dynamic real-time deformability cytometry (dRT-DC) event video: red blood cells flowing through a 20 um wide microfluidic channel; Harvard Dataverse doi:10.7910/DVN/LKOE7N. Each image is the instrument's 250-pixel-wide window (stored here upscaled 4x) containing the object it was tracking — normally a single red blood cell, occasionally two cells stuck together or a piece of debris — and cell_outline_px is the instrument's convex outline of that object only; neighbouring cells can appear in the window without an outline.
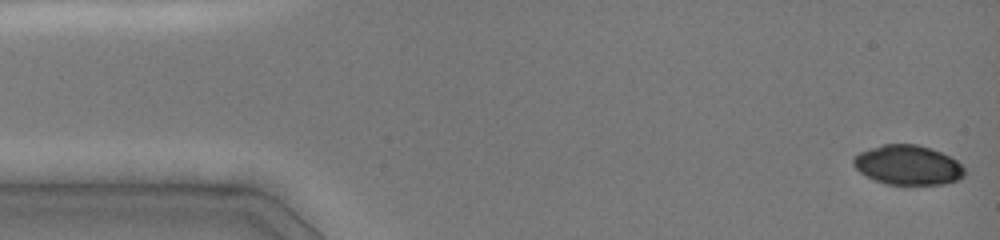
{"species": "common noctule bat (a hibernating species)", "species_latin": "Nyctalus noctula", "temperature_condition": "cold", "stored_images_in_passage": 38, "camera_frame_rate_fps": 3000, "um_per_image_px": 0.085, "animal": {"sex": "female", "body_mass_g": 19.0, "forearm_length_mm": 51.5}, "frame": {"image": 1, "passage_image": 1, "time_ms": 0.0, "image_size_px": [1000, 240], "cell_outline_px": [[964, 176], [960, 180], [944, 184], [884, 184], [860, 172], [852, 164], [852, 160], [860, 152], [884, 144], [916, 144], [932, 148], [956, 160], [964, 168]], "centroid_in_image_um": [77.19, 14.03], "position_along_channel_um": 7.8, "area_um2": 25.49}}
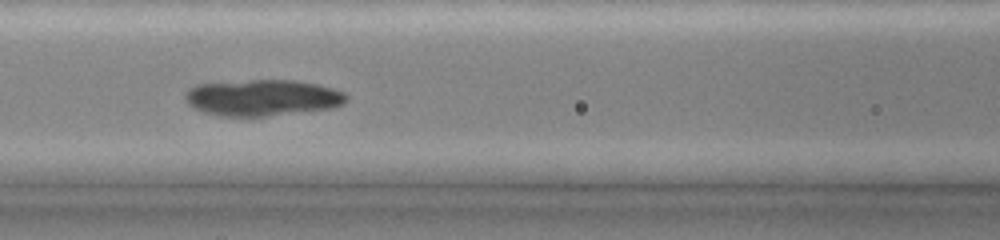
{"frame": {"image": 2, "passage_image": 22, "time_ms": 6.333, "image_size_px": [1000, 240], "cell_outline_px": [[348, 100], [344, 104], [332, 108], [264, 116], [220, 116], [204, 112], [188, 104], [184, 96], [184, 92], [188, 88], [196, 84], [252, 80], [296, 80], [316, 84], [332, 88], [344, 92], [348, 96]], "centroid_in_image_um": [22.31, 8.3], "position_along_channel_um": 144.3, "area_um2": 34.1}}
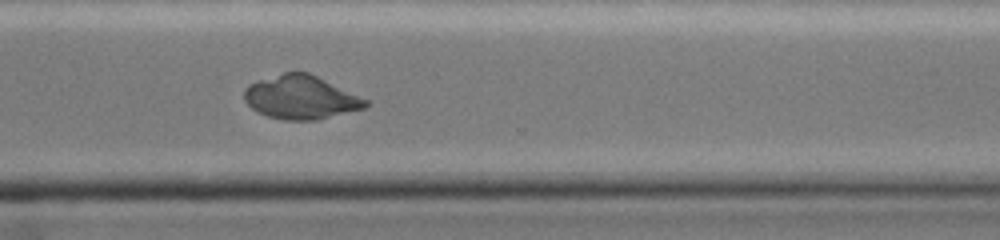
{"frame": {"image": 3, "passage_image": 38, "time_ms": 11.333, "image_size_px": [1000, 240], "cell_outline_px": [[368, 104], [364, 108], [316, 120], [284, 120], [268, 116], [256, 112], [244, 100], [244, 88], [248, 84], [284, 72], [308, 72], [368, 100]], "centroid_in_image_um": [25.53, 8.28], "position_along_channel_um": 345.1, "area_um2": 30.52}}